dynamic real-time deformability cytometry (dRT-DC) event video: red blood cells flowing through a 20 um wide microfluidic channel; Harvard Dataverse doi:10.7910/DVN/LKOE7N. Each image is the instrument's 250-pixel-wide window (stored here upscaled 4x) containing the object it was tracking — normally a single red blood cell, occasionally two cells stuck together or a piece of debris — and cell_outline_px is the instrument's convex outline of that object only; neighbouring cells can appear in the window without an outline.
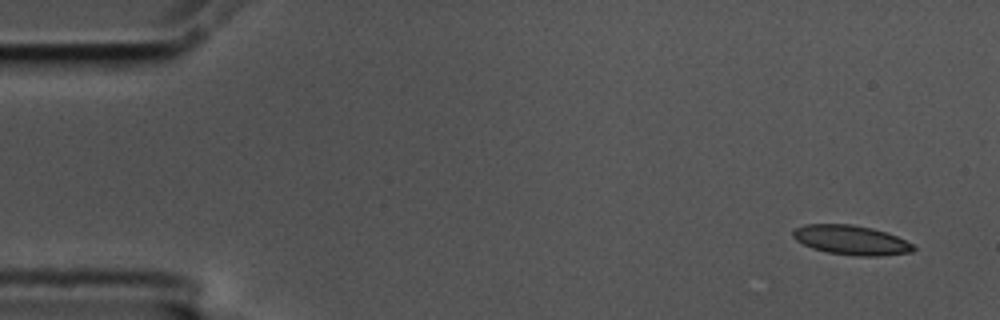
{"species": "common noctule bat (a hibernating species)", "species_latin": "Nyctalus noctula", "temperature_condition": "cold", "stored_images_in_passage": 55, "camera_frame_rate_fps": 3000, "um_per_image_px": 0.085, "animal": {"sex": "male", "body_mass_g": 17.5, "forearm_length_mm": 52.3}, "frame": {"image": 1, "passage_image": 1, "time_ms": 0.0, "image_size_px": [1000, 320], "cell_outline_px": [[916, 248], [912, 252], [880, 256], [860, 256], [828, 252], [812, 248], [796, 240], [792, 236], [792, 232], [796, 228], [804, 224], [852, 224], [872, 228], [896, 236], [912, 244]], "centroid_in_image_um": [72.33, 20.4], "position_along_channel_um": 12.7, "area_um2": 20.52}}
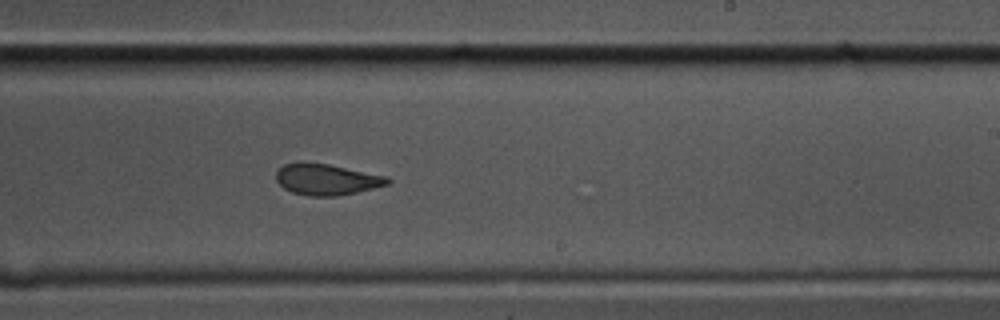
{"frame": {"image": 2, "passage_image": 32, "time_ms": 10.333, "image_size_px": [1000, 320], "cell_outline_px": [[392, 180], [388, 184], [356, 192], [336, 196], [308, 196], [292, 192], [284, 188], [276, 180], [276, 172], [284, 164], [328, 164], [388, 176]], "centroid_in_image_um": [27.8, 15.27], "position_along_channel_um": 261.2, "area_um2": 19.77}}
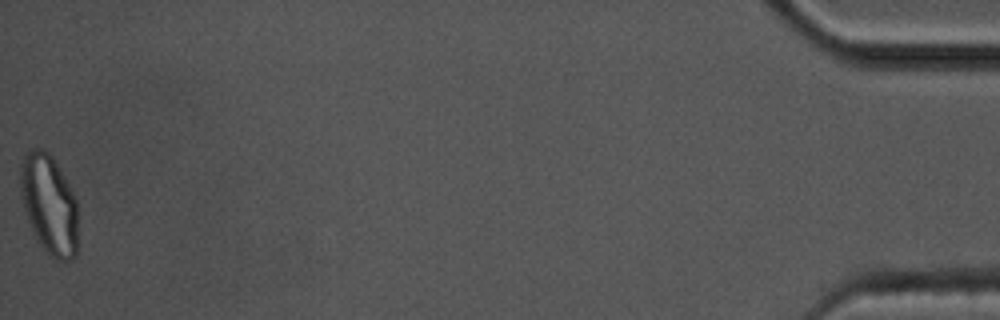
{"frame": {"image": 3, "passage_image": 55, "time_ms": 18.0, "image_size_px": [1000, 320], "cell_outline_px": [[76, 256], [68, 260], [56, 260], [40, 244], [28, 220], [20, 196], [20, 164], [24, 156], [32, 148], [44, 148], [52, 156], [64, 176], [76, 200]], "centroid_in_image_um": [4.15, 17.33], "position_along_channel_um": 431.1, "area_um2": 33.0}, "authors_computed_cell_mechanics": {"area_um2": 21.097, "velocity_mm_per_s": 3.5108, "shape_relaxation_time_tau1_ms": 6.3323, "shape_relaxation_time_tau2_ms": 1.5907, "deformation_change_tau1": 0.1818, "deformation_change_tau2": 0.0926}}